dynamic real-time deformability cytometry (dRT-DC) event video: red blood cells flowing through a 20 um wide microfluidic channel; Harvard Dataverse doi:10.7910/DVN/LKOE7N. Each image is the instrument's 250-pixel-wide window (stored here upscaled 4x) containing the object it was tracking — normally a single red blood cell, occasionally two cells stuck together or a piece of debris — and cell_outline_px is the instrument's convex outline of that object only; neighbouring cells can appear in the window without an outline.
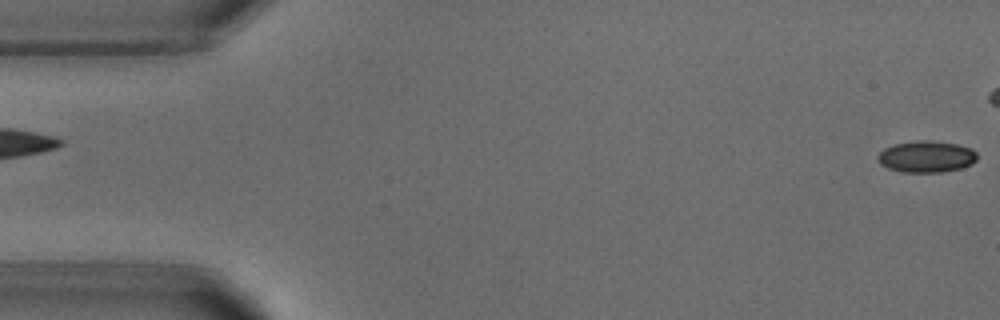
{"species": "common noctule bat (a hibernating species)", "species_latin": "Nyctalus noctula", "temperature_condition": "warm", "stored_images_in_passage": 5, "segment_of_instrument_passage": [2, 2], "camera_frame_rate_fps": 3000, "um_per_image_px": 0.085, "animal": {"sex": "male", "body_mass_g": 18.8}, "frame": {"image": 1, "passage_image": 5, "time_ms": 5.667, "image_size_px": [1000, 320], "cell_outline_px": [[976, 160], [972, 164], [960, 168], [944, 172], [904, 172], [888, 168], [880, 164], [876, 156], [884, 148], [896, 144], [916, 140], [932, 140], [956, 144], [972, 148], [976, 152]], "centroid_in_image_um": [78.74, 13.31], "position_along_channel_um": 6.3, "area_um2": 18.32}}